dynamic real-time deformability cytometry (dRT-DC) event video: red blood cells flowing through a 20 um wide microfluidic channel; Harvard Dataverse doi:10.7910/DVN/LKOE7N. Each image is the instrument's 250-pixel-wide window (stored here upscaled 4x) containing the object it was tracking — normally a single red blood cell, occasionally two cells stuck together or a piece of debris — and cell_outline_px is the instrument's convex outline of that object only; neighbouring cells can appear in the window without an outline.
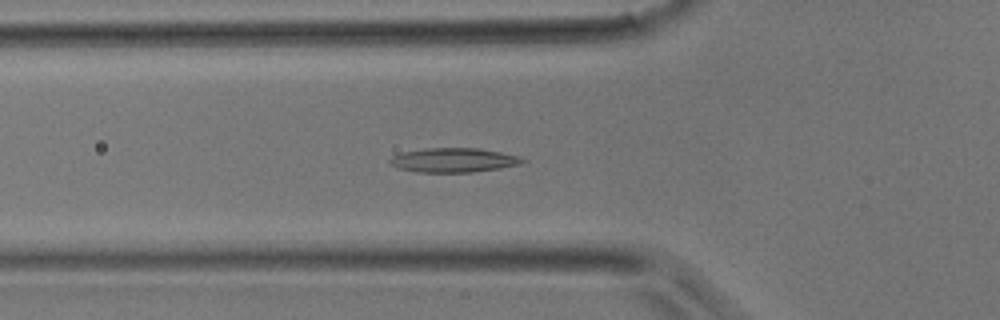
{"species": "common noctule bat (a hibernating species)", "species_latin": "Nyctalus noctula", "temperature_condition": "room temperature", "stored_images_in_passage": 13, "camera_frame_rate_fps": 3000, "um_per_image_px": 0.085, "animal": {"sex": "male", "body_mass_g": 17.9}, "frame": {"image": 1, "passage_image": 5, "time_ms": 1.333, "image_size_px": [1000, 320], "cell_outline_px": [[528, 160], [520, 164], [500, 168], [472, 172], [416, 172], [400, 168], [388, 164], [388, 160], [392, 156], [400, 152], [424, 148], [476, 148], [500, 152], [520, 156]], "centroid_in_image_um": [38.53, 13.6], "position_along_channel_um": 87.3, "area_um2": 18.9}}
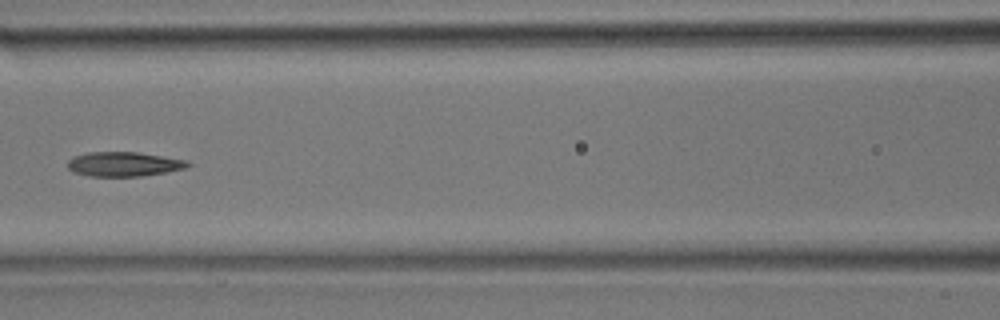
{"frame": {"image": 2, "passage_image": 9, "time_ms": 2.667, "image_size_px": [1000, 320], "cell_outline_px": [[192, 164], [184, 168], [168, 172], [140, 176], [88, 176], [72, 172], [68, 168], [68, 160], [72, 156], [88, 152], [136, 152], [184, 160]], "centroid_in_image_um": [10.46, 13.95], "position_along_channel_um": 156.1, "area_um2": 17.05}}
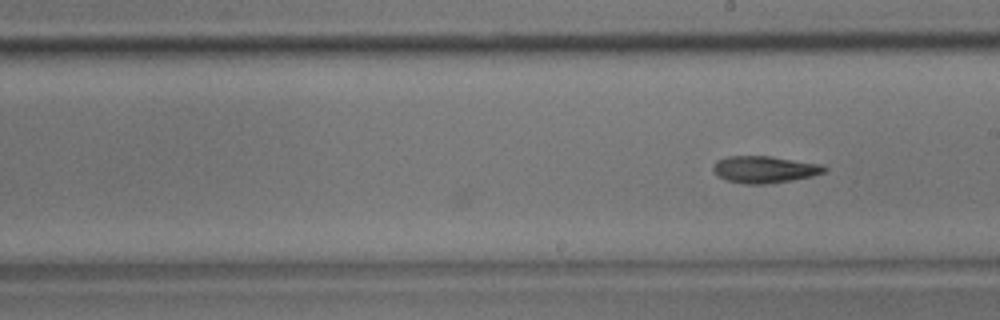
{"frame": {"image": 3, "passage_image": 13, "time_ms": 4.0, "image_size_px": [1000, 320], "cell_outline_px": [[828, 168], [824, 172], [812, 176], [792, 180], [764, 184], [744, 184], [728, 180], [720, 176], [712, 168], [716, 160], [728, 156], [768, 156], [820, 164]], "centroid_in_image_um": [64.98, 14.4], "position_along_channel_um": 224.0, "area_um2": 17.17}}